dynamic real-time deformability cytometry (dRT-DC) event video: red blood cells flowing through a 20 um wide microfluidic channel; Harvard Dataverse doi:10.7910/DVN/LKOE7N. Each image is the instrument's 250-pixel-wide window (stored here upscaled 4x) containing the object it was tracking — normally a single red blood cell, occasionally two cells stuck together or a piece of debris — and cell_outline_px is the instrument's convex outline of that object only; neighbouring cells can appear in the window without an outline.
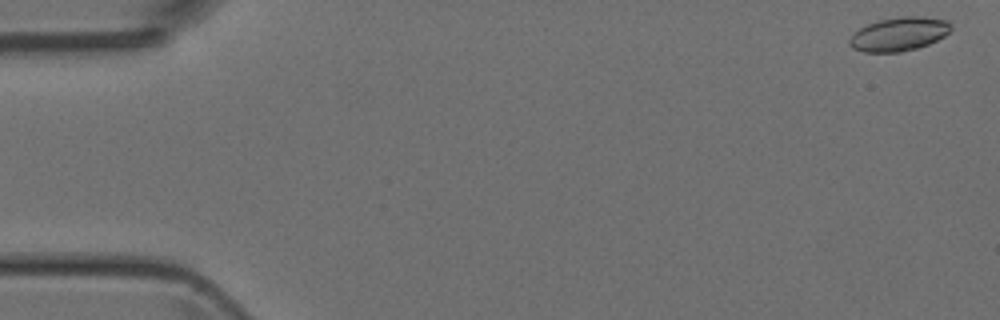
{"species": "Egyptian fruit bat (a non-hibernating species)", "species_latin": "Rousettus aegyptiacus", "temperature_condition": "room temperature", "stored_images_in_passage": 2, "camera_frame_rate_fps": 3000, "um_per_image_px": 0.085, "animal": {"sex": "female"}, "frame": {"image": 1, "passage_image": 1, "time_ms": 0.0, "image_size_px": [1000, 320], "cell_outline_px": [[952, 28], [944, 36], [928, 44], [916, 48], [900, 52], [864, 52], [852, 48], [848, 44], [848, 40], [860, 28], [868, 24], [880, 20], [904, 16], [920, 16], [944, 20], [952, 24]], "centroid_in_image_um": [76.4, 2.9], "position_along_channel_um": 8.6, "area_um2": 19.71}}